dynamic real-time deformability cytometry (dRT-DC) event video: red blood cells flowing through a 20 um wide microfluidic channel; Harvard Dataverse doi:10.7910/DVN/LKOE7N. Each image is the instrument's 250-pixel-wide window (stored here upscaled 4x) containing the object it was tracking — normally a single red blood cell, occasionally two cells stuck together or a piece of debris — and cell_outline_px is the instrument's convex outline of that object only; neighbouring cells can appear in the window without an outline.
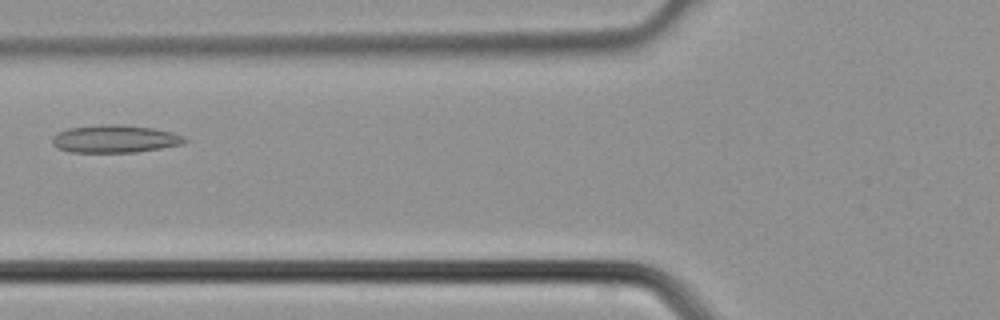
{"species": "common noctule bat (a hibernating species)", "species_latin": "Nyctalus noctula", "temperature_condition": "cold", "stored_images_in_passage": 4, "camera_frame_rate_fps": 3000, "um_per_image_px": 0.085, "animal": {"sex": "male", "body_mass_g": 21.5, "forearm_length_mm": 52.0}, "frame": {"image": 1, "passage_image": 4, "time_ms": 1.0, "image_size_px": [1000, 320], "cell_outline_px": [[188, 140], [184, 144], [136, 152], [68, 152], [56, 148], [52, 144], [52, 136], [56, 132], [68, 128], [100, 124], [120, 124], [152, 128], [172, 132], [184, 136]], "centroid_in_image_um": [9.73, 11.8], "position_along_channel_um": 116.1, "area_um2": 21.62}}